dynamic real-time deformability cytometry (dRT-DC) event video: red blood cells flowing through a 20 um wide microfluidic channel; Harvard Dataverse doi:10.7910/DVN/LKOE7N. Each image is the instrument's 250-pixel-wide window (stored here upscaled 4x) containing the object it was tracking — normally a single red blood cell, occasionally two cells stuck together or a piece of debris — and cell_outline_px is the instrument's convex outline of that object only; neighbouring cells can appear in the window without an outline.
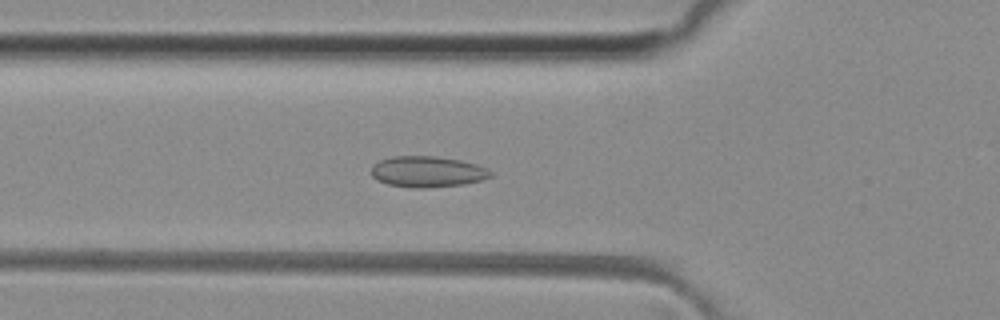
{"species": "common noctule bat (a hibernating species)", "species_latin": "Nyctalus noctula", "temperature_condition": "room temperature", "stored_images_in_passage": 39, "camera_frame_rate_fps": 3000, "um_per_image_px": 0.085, "animal": {"sex": "female", "body_mass_g": 29.2, "forearm_length_mm": 56.3}, "frame": {"image": 1, "passage_image": 6, "time_ms": 1.667, "image_size_px": [1000, 320], "cell_outline_px": [[492, 176], [484, 180], [464, 184], [428, 188], [412, 188], [388, 184], [376, 180], [372, 176], [372, 168], [380, 160], [392, 156], [436, 156], [460, 160], [476, 164], [488, 168], [492, 172]], "centroid_in_image_um": [36.37, 14.6], "position_along_channel_um": 89.4, "area_um2": 21.68}}
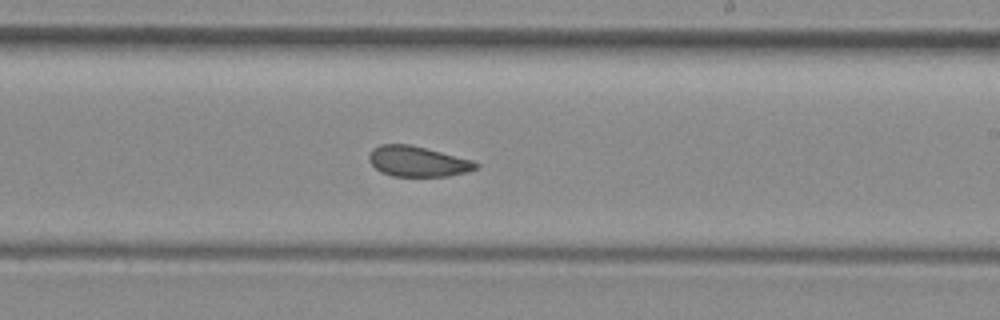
{"frame": {"image": 2, "passage_image": 18, "time_ms": 5.667, "image_size_px": [1000, 320], "cell_outline_px": [[480, 164], [476, 168], [468, 172], [448, 176], [392, 176], [380, 172], [368, 160], [368, 156], [372, 148], [380, 144], [408, 144], [472, 160]], "centroid_in_image_um": [35.47, 13.72], "position_along_channel_um": 253.5, "area_um2": 18.84}}
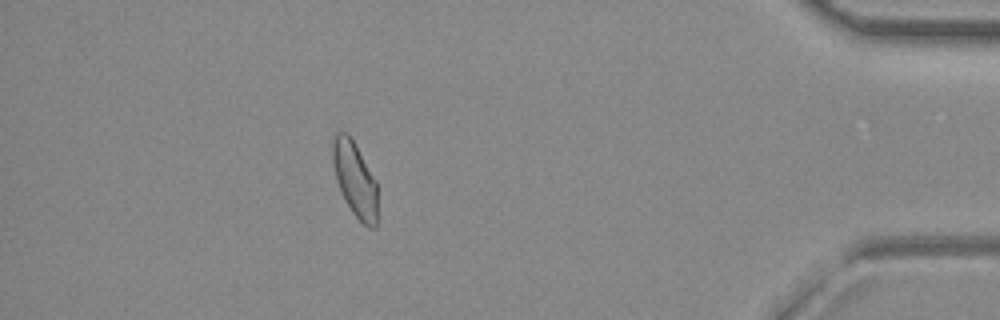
{"frame": {"image": 3, "passage_image": 33, "time_ms": 10.667, "image_size_px": [1000, 320], "cell_outline_px": [[376, 228], [368, 228], [352, 212], [344, 200], [340, 192], [336, 180], [332, 160], [332, 140], [336, 132], [348, 132], [356, 144], [376, 180]], "centroid_in_image_um": [30.14, 15.2], "position_along_channel_um": 405.1, "area_um2": 19.71}, "authors_computed_cell_mechanics": {"area_um2": 19.5942, "velocity_mm_per_s": 4.0934, "shape_relaxation_time_tau1_ms": null, "shape_relaxation_time_tau2_ms": 1.36, "deformation_change_tau1": null, "deformation_change_tau2": 0.0603}}